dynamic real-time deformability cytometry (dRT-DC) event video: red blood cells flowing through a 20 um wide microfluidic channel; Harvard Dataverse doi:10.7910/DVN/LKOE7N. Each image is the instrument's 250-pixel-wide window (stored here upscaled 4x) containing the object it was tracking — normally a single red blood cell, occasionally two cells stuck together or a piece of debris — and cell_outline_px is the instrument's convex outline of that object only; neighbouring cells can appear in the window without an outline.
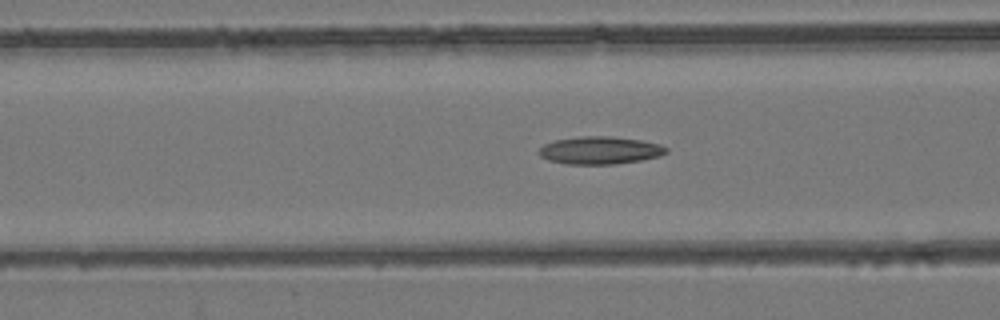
{"species": "common noctule bat (a hibernating species)", "species_latin": "Nyctalus noctula", "temperature_condition": "room temperature", "stored_images_in_passage": 53, "camera_frame_rate_fps": 3000, "um_per_image_px": 0.085, "animal": {"sex": "female", "body_mass_g": 24.6, "forearm_length_mm": 56.2}, "frame": {"image": 1, "passage_image": 22, "time_ms": 7.0, "image_size_px": [1000, 320], "cell_outline_px": [[668, 152], [660, 156], [640, 160], [616, 164], [564, 164], [548, 160], [540, 156], [536, 152], [544, 144], [556, 140], [580, 136], [612, 136], [640, 140], [660, 144], [668, 148]], "centroid_in_image_um": [50.98, 12.78], "position_along_channel_um": 115.6, "area_um2": 20.63}}
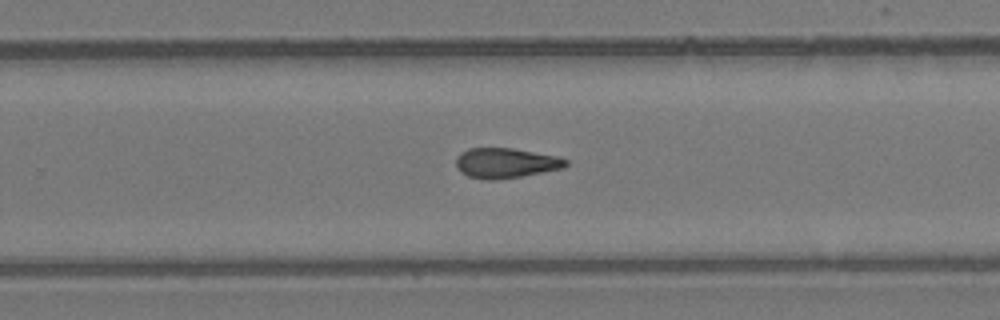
{"frame": {"image": 2, "passage_image": 35, "time_ms": 11.333, "image_size_px": [1000, 320], "cell_outline_px": [[568, 164], [564, 168], [500, 180], [488, 180], [468, 176], [460, 172], [456, 168], [456, 156], [460, 152], [468, 148], [512, 148], [560, 156], [568, 160]], "centroid_in_image_um": [42.98, 13.85], "position_along_channel_um": 286.8, "area_um2": 19.54}}
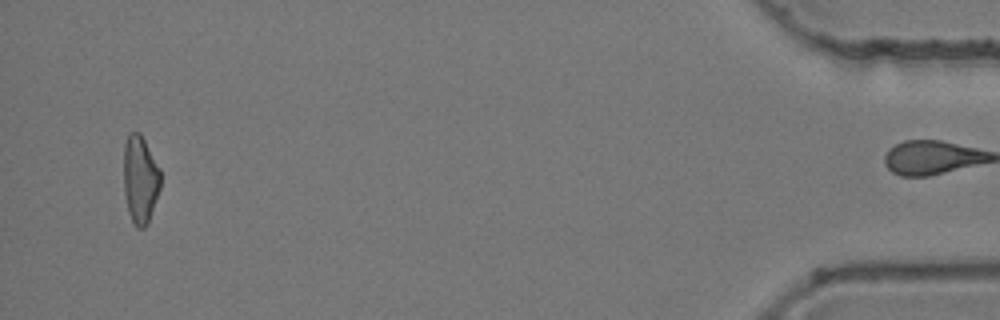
{"frame": {"image": 3, "passage_image": 52, "time_ms": 17.0, "image_size_px": [1000, 320], "cell_outline_px": [[160, 188], [148, 224], [144, 228], [136, 228], [128, 212], [124, 192], [124, 144], [128, 132], [140, 132], [160, 168]], "centroid_in_image_um": [11.91, 15.24], "position_along_channel_um": 423.3, "area_um2": 19.02}, "authors_computed_cell_mechanics": {"area_um2": 19.5364, "velocity_mm_per_s": 3.9522, "shape_relaxation_time_tau1_ms": null, "shape_relaxation_time_tau2_ms": 5.4074, "deformation_change_tau1": null, "deformation_change_tau2": 0.1635}}